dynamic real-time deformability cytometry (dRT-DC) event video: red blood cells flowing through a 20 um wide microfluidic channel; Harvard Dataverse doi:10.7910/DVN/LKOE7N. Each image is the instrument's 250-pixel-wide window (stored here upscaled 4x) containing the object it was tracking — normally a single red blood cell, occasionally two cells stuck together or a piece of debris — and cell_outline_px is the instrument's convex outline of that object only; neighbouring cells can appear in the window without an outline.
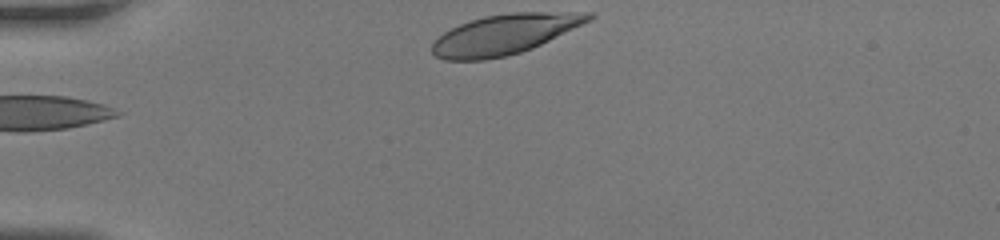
{"species": "human", "species_latin": "Homo sapiens", "temperature_condition": "room temperature", "stored_images_in_passage": 29, "camera_frame_rate_fps": 3000, "um_per_image_px": 0.085, "donor": {"sex": "female"}, "frame": {"image": 1, "passage_image": 1, "time_ms": 0.0, "image_size_px": [1000, 240], "cell_outline_px": [[596, 16], [592, 20], [532, 48], [520, 52], [504, 56], [484, 60], [444, 60], [436, 56], [432, 52], [432, 44], [444, 32], [460, 24], [484, 16], [512, 12], [596, 12]], "centroid_in_image_um": [42.93, 2.9], "position_along_channel_um": 42.1, "area_um2": 36.36}}
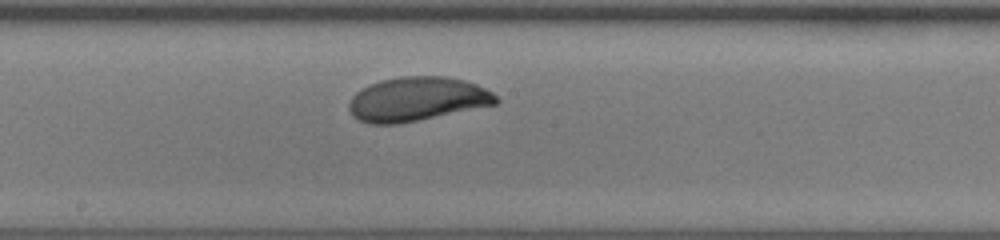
{"frame": {"image": 2, "passage_image": 15, "time_ms": 4.667, "image_size_px": [1000, 240], "cell_outline_px": [[500, 100], [496, 104], [396, 124], [368, 124], [352, 116], [348, 108], [348, 104], [352, 96], [356, 92], [380, 80], [404, 76], [444, 76], [464, 80], [476, 84], [492, 92]], "centroid_in_image_um": [35.43, 8.42], "position_along_channel_um": 212.8, "area_um2": 37.4}}
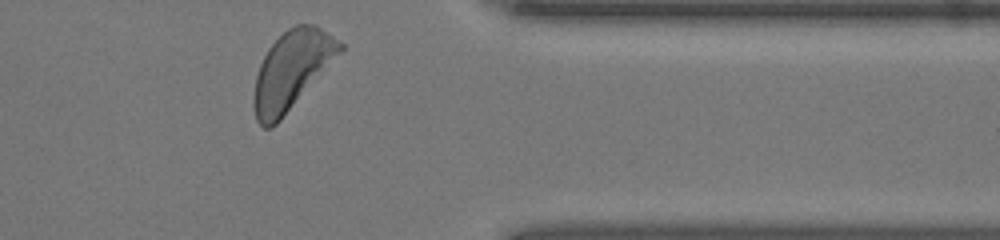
{"frame": {"image": 3, "passage_image": 27, "time_ms": 8.667, "image_size_px": [1000, 240], "cell_outline_px": [[344, 48], [280, 120], [272, 128], [264, 128], [256, 120], [252, 104], [252, 100], [256, 76], [260, 64], [268, 48], [288, 28], [296, 24], [316, 24], [344, 44]], "centroid_in_image_um": [24.76, 5.96], "position_along_channel_um": 386.6, "area_um2": 38.67}}